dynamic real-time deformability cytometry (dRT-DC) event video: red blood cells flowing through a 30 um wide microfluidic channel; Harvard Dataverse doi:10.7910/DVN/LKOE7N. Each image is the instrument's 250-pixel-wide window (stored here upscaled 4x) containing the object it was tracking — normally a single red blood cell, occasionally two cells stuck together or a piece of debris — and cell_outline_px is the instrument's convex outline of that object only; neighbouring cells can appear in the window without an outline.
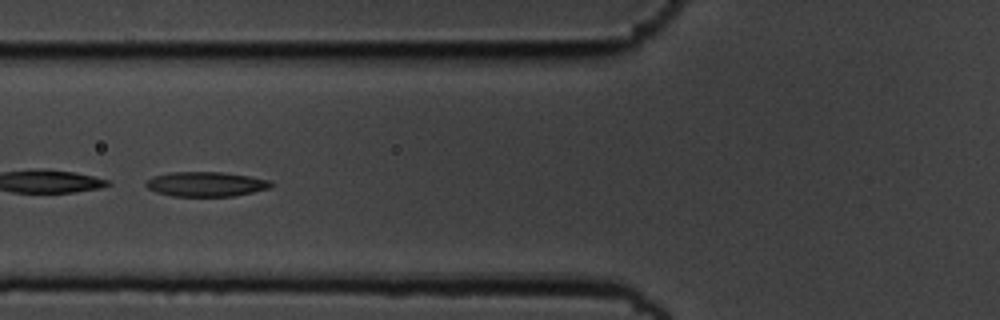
{"species": "common noctule bat (a hibernating species)", "species_latin": "Nyctalus noctula", "temperature_condition": "cold", "stored_images_in_passage": 55, "camera_frame_rate_fps": 3000, "um_per_image_px": 0.085, "animal": {"sex": "male", "body_mass_g": 19.5, "forearm_length_mm": 54.6}, "frame": {"image": 1, "passage_image": 22, "time_ms": 7.0, "image_size_px": [1000, 320], "cell_outline_px": [[276, 184], [272, 188], [232, 196], [172, 196], [156, 192], [148, 188], [144, 184], [152, 176], [172, 172], [224, 172], [272, 180]], "centroid_in_image_um": [17.55, 15.65], "position_along_channel_um": 108.2, "area_um2": 18.15}}
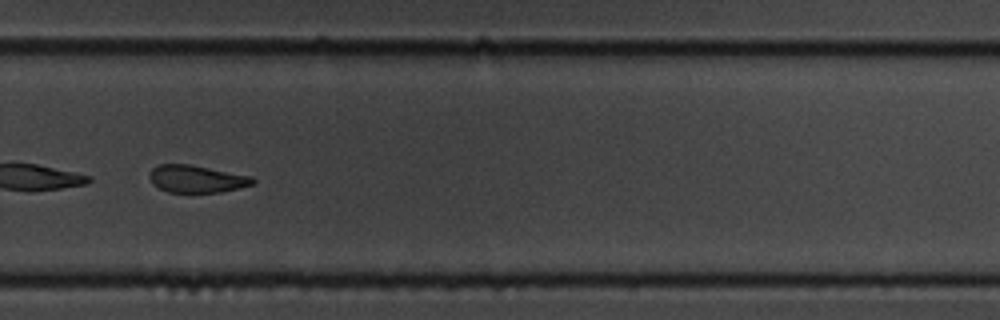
{"frame": {"image": 2, "passage_image": 39, "time_ms": 12.667, "image_size_px": [1000, 320], "cell_outline_px": [[256, 184], [220, 192], [168, 192], [152, 184], [148, 176], [148, 172], [152, 168], [160, 164], [188, 164], [252, 176], [256, 180]], "centroid_in_image_um": [16.7, 15.2], "position_along_channel_um": 313.1, "area_um2": 16.53}}
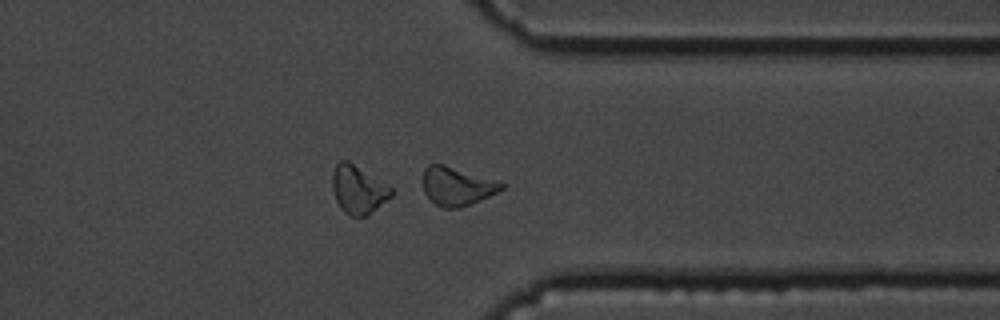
{"frame": {"image": 3, "passage_image": 44, "time_ms": 14.333, "image_size_px": [1000, 320], "cell_outline_px": [[504, 188], [480, 200], [460, 208], [444, 208], [436, 204], [424, 192], [424, 168], [428, 164], [444, 164], [496, 180], [504, 184]], "centroid_in_image_um": [38.83, 15.82], "position_along_channel_um": 372.6, "area_um2": 17.34}}